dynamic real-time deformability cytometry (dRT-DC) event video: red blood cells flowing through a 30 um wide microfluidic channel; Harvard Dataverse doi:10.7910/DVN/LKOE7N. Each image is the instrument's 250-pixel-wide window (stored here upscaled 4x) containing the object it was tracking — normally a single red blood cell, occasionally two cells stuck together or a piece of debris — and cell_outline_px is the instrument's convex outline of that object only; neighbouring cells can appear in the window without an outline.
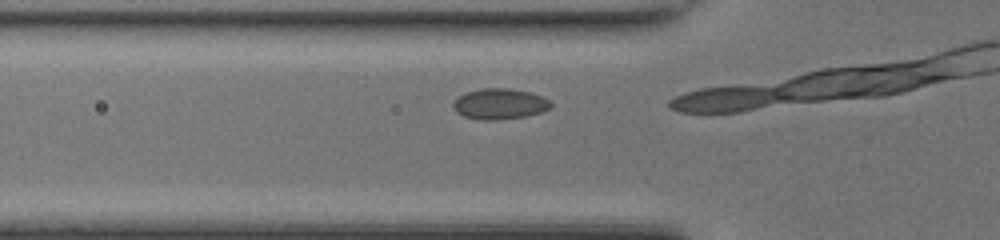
{"species": "common noctule bat (a hibernating species)", "species_latin": "Nyctalus noctula", "temperature_condition": "room temperature", "stored_images_in_passage": 4, "camera_frame_rate_fps": 3000, "um_per_image_px": 0.085, "animal": {"sex": "female", "body_mass_g": 17.0, "forearm_length_mm": 48.0}, "frame": {"image": 1, "passage_image": 3, "time_ms": 0.667, "image_size_px": [1000, 240], "cell_outline_px": [[552, 108], [544, 112], [524, 116], [496, 120], [484, 120], [464, 116], [456, 112], [452, 108], [452, 104], [464, 92], [480, 88], [508, 88], [532, 92], [548, 100], [552, 104]], "centroid_in_image_um": [42.48, 8.82], "position_along_channel_um": 83.3, "area_um2": 17.57}}